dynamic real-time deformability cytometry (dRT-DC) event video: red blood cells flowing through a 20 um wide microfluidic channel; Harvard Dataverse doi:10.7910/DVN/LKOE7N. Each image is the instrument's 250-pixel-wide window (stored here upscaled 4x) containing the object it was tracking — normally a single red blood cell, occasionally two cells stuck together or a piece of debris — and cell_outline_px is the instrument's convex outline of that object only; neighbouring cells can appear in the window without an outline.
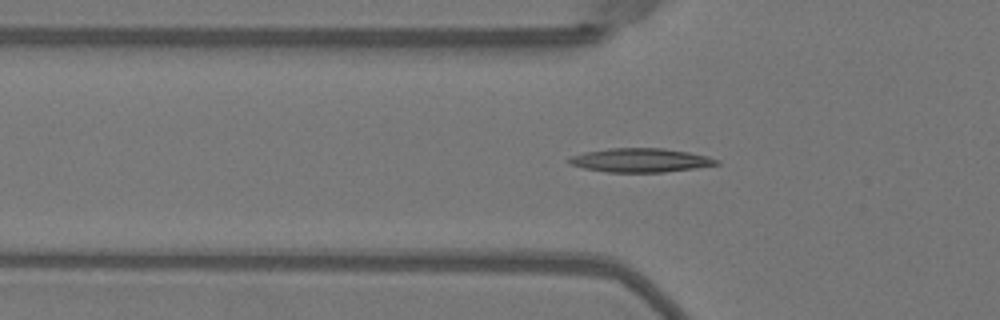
{"species": "Egyptian fruit bat (a non-hibernating species)", "species_latin": "Rousettus aegyptiacus", "temperature_condition": "warm", "stored_images_in_passage": 41, "camera_frame_rate_fps": 3000, "um_per_image_px": 0.085, "animal": {"sex": "female"}, "frame": {"image": 1, "passage_image": 8, "time_ms": 2.333, "image_size_px": [1000, 320], "cell_outline_px": [[720, 164], [664, 172], [608, 172], [584, 168], [568, 164], [568, 156], [584, 152], [608, 148], [664, 148], [688, 152], [708, 156], [720, 160]], "centroid_in_image_um": [54.4, 13.61], "position_along_channel_um": 71.4, "area_um2": 20.58}}
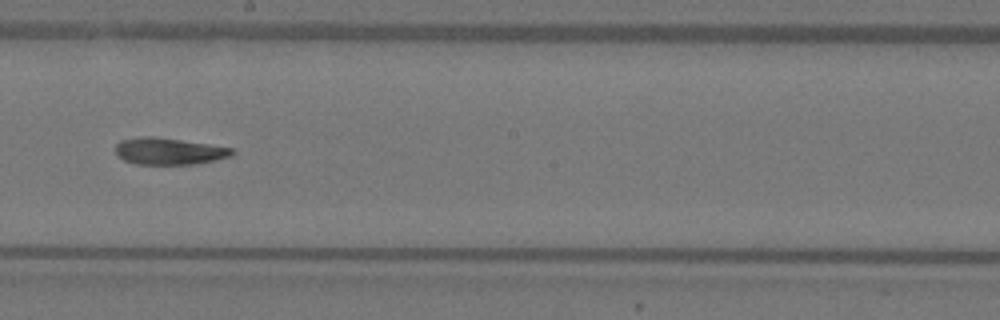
{"frame": {"image": 2, "passage_image": 20, "time_ms": 6.333, "image_size_px": [1000, 320], "cell_outline_px": [[236, 152], [232, 156], [216, 160], [192, 164], [136, 164], [124, 160], [116, 156], [116, 144], [120, 140], [144, 136], [156, 136], [208, 144], [232, 148]], "centroid_in_image_um": [14.35, 12.85], "position_along_channel_um": 233.8, "area_um2": 18.26}}
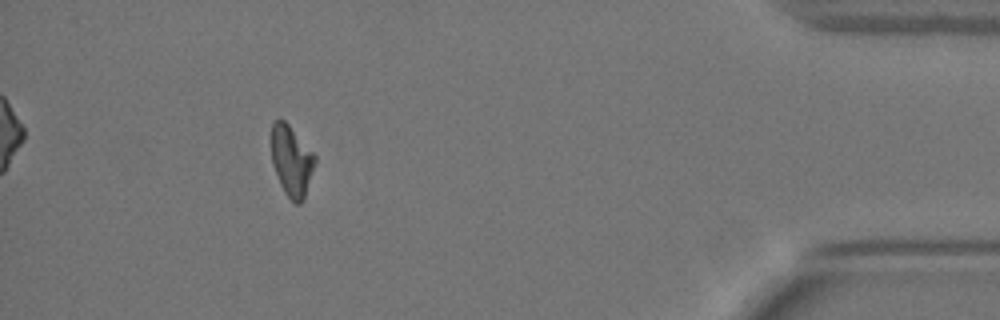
{"frame": {"image": 3, "passage_image": 37, "time_ms": 12.0, "image_size_px": [1000, 320], "cell_outline_px": [[316, 160], [304, 200], [300, 204], [296, 204], [284, 192], [280, 184], [272, 164], [272, 124], [276, 120], [284, 120], [288, 124], [316, 156]], "centroid_in_image_um": [24.79, 13.7], "position_along_channel_um": 410.4, "area_um2": 17.69}, "authors_computed_cell_mechanics": {"area_um2": 18.5538, "velocity_mm_per_s": 4.0499, "shape_relaxation_time_tau1_ms": 9.0517, "shape_relaxation_time_tau2_ms": null, "deformation_change_tau1": 0.2453, "deformation_change_tau2": null}}